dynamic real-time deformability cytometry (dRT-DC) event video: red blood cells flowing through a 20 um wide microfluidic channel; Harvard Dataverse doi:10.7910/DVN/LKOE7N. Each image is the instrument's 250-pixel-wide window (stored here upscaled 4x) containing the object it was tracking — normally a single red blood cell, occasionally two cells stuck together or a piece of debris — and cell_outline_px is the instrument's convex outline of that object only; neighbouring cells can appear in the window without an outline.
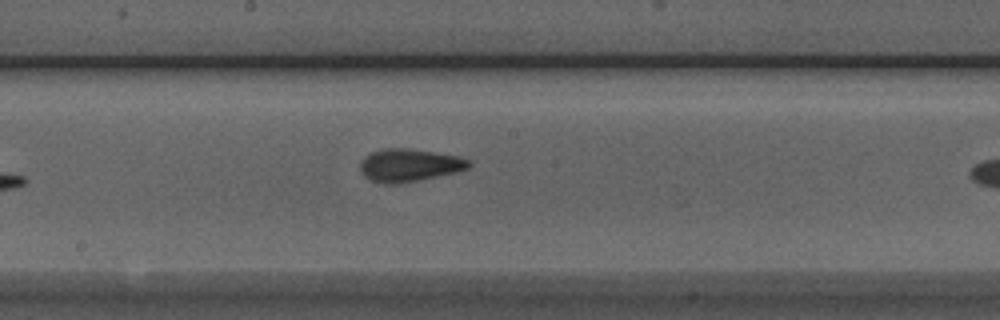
{"species": "Egyptian fruit bat (a non-hibernating species)", "species_latin": "Rousettus aegyptiacus", "temperature_condition": "room temperature", "stored_images_in_passage": 9, "segment_of_instrument_passage": [1, 2], "camera_frame_rate_fps": 3000, "um_per_image_px": 0.085, "animal": {"sex": "male"}, "frame": {"image": 1, "passage_image": 8, "time_ms": 8.0, "image_size_px": [1000, 320], "cell_outline_px": [[472, 164], [468, 168], [456, 172], [400, 184], [384, 184], [372, 180], [364, 176], [360, 172], [360, 160], [364, 156], [372, 152], [384, 148], [408, 148], [460, 156], [468, 160]], "centroid_in_image_um": [34.76, 14.04], "position_along_channel_um": 213.4, "area_um2": 20.87}}